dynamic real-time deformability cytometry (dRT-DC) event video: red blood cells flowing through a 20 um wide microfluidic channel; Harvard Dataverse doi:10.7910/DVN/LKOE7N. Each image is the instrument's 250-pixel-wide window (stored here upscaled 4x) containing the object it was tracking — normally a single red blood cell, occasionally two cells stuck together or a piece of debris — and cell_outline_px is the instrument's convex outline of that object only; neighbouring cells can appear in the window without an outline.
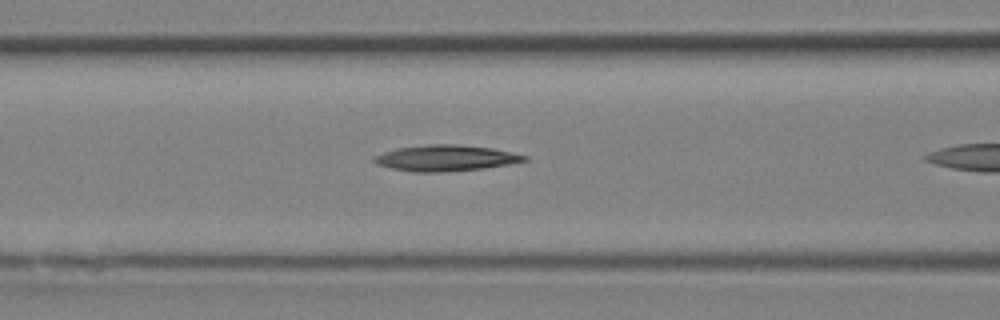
{"species": "Egyptian fruit bat (a non-hibernating species)", "species_latin": "Rousettus aegyptiacus", "temperature_condition": "room temperature", "stored_images_in_passage": 7, "camera_frame_rate_fps": 3000, "um_per_image_px": 0.085, "animal": {"sex": "female"}, "frame": {"image": 1, "passage_image": 6, "time_ms": 1.667, "image_size_px": [1000, 320], "cell_outline_px": [[528, 160], [508, 164], [484, 168], [440, 172], [412, 172], [392, 168], [376, 164], [372, 160], [372, 156], [396, 148], [428, 144], [456, 144], [492, 148], [528, 156]], "centroid_in_image_um": [37.84, 13.43], "position_along_channel_um": 128.8, "area_um2": 22.72}}